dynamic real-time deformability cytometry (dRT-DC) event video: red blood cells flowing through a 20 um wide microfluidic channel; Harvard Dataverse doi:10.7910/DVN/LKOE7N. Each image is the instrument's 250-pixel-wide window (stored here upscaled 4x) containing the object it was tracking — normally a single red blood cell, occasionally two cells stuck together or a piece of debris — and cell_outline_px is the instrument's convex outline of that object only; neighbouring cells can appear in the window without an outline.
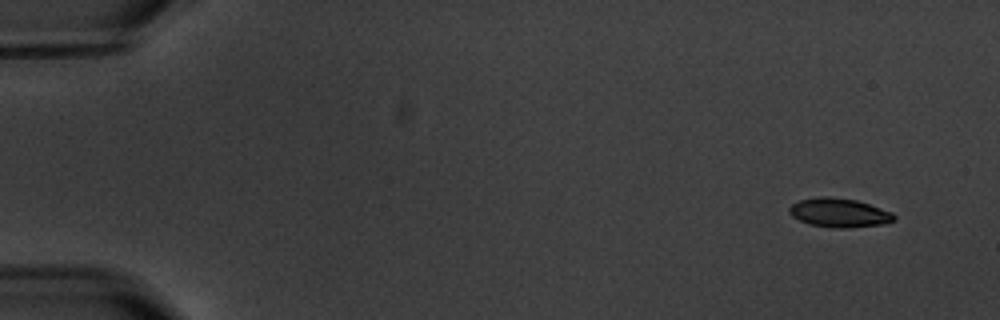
{"species": "common noctule bat (a hibernating species)", "species_latin": "Nyctalus noctula", "temperature_condition": "warm", "stored_images_in_passage": 4, "camera_frame_rate_fps": 3000, "um_per_image_px": 0.085, "animal": {"sex": "male", "body_mass_g": 20.1, "forearm_length_mm": 53.5}, "frame": {"image": 1, "passage_image": 1, "time_ms": 0.0, "image_size_px": [1000, 320], "cell_outline_px": [[896, 220], [888, 224], [848, 228], [836, 228], [808, 224], [792, 216], [788, 212], [788, 208], [792, 204], [800, 200], [820, 196], [828, 196], [856, 200], [892, 212], [896, 216]], "centroid_in_image_um": [71.35, 18.09], "position_along_channel_um": 13.6, "area_um2": 17.86}}